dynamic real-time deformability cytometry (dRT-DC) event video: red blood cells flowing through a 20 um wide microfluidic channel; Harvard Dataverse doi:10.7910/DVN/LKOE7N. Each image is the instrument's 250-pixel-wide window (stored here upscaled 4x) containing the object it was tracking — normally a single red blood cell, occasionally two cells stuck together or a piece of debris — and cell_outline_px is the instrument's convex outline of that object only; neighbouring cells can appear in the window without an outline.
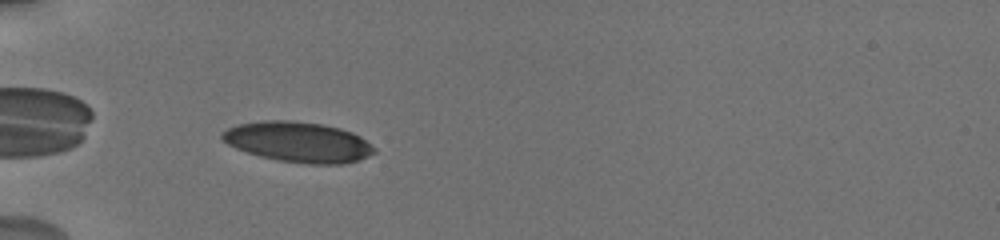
{"species": "human", "species_latin": "Homo sapiens", "temperature_condition": "cold", "stored_images_in_passage": 53, "camera_frame_rate_fps": 3000, "um_per_image_px": 0.085, "donor": {"sex": "male"}, "frame": {"image": 1, "passage_image": 4, "time_ms": 0.667, "image_size_px": [1000, 240], "cell_outline_px": [[376, 152], [368, 156], [344, 164], [308, 164], [280, 160], [260, 156], [236, 148], [228, 144], [220, 136], [220, 132], [236, 124], [264, 120], [292, 120], [320, 124], [340, 128], [352, 132], [360, 136], [376, 148]], "centroid_in_image_um": [25.34, 12.06], "position_along_channel_um": 59.7, "area_um2": 35.72}}
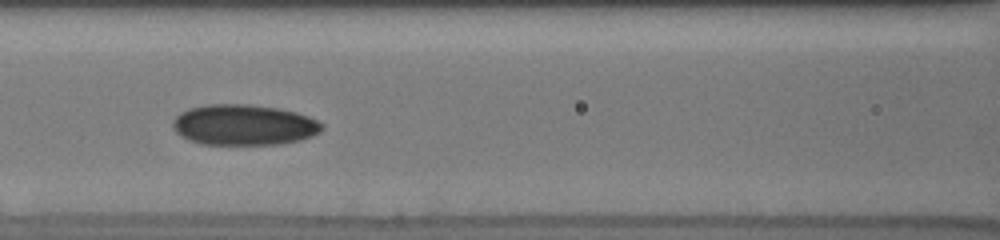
{"frame": {"image": 2, "passage_image": 16, "time_ms": 3.333, "image_size_px": [1000, 240], "cell_outline_px": [[324, 128], [320, 132], [312, 136], [300, 140], [280, 144], [200, 144], [188, 140], [180, 136], [176, 132], [172, 124], [172, 120], [180, 112], [188, 108], [208, 104], [248, 104], [280, 108], [296, 112], [308, 116], [324, 124]], "centroid_in_image_um": [20.72, 10.61], "position_along_channel_um": 145.9, "area_um2": 35.66}}
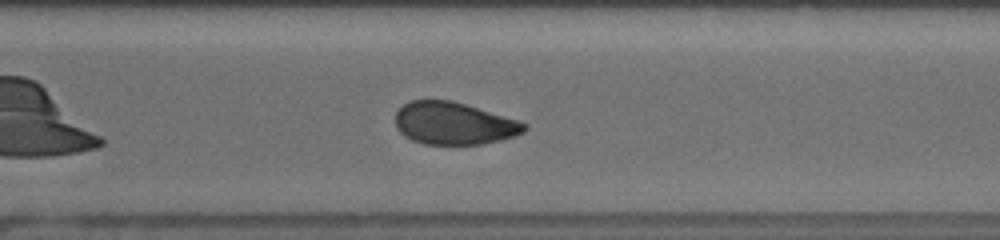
{"frame": {"image": 3, "passage_image": 30, "time_ms": 8.333, "image_size_px": [1000, 240], "cell_outline_px": [[528, 128], [516, 136], [500, 140], [480, 144], [424, 144], [412, 140], [404, 136], [396, 128], [396, 112], [404, 104], [412, 100], [452, 100], [520, 120], [528, 124]], "centroid_in_image_um": [38.6, 10.49], "position_along_channel_um": 332.0, "area_um2": 31.96}, "authors_computed_cell_mechanics": {"area_um2": 33.0038, "velocity_mm_per_s": 3.7343, "shape_relaxation_time_tau1_ms": 6.3052, "shape_relaxation_time_tau2_ms": 3.2423, "deformation_change_tau1": 0.1046, "deformation_change_tau2": 0.0771}}